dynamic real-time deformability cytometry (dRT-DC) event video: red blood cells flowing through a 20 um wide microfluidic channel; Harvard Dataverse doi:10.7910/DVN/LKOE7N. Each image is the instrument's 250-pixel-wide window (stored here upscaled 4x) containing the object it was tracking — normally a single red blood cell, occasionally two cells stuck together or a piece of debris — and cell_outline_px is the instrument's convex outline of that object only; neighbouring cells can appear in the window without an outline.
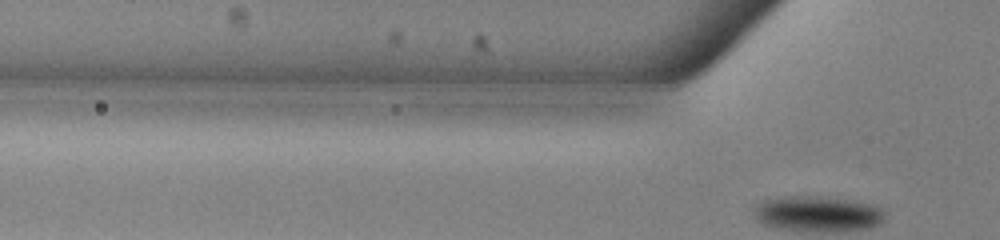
{"species": "common noctule bat (a hibernating species)", "species_latin": "Nyctalus noctula", "temperature_condition": "warm", "stored_images_in_passage": 6, "camera_frame_rate_fps": 3000, "um_per_image_px": 0.085, "animal": {"sex": "male", "body_mass_g": 13.0, "forearm_length_mm": 53.1}, "frame": {"image": 1, "passage_image": 3, "time_ms": 0.667, "image_size_px": [1000, 240], "cell_outline_px": [[172, 172], [156, 180], [96, 180], [52, 176], [12, 168], [16, 164], [156, 164], [172, 168]], "centroid_in_image_um": [8.48, 14.54], "position_along_channel_um": 117.3, "area_um2": 14.8}}